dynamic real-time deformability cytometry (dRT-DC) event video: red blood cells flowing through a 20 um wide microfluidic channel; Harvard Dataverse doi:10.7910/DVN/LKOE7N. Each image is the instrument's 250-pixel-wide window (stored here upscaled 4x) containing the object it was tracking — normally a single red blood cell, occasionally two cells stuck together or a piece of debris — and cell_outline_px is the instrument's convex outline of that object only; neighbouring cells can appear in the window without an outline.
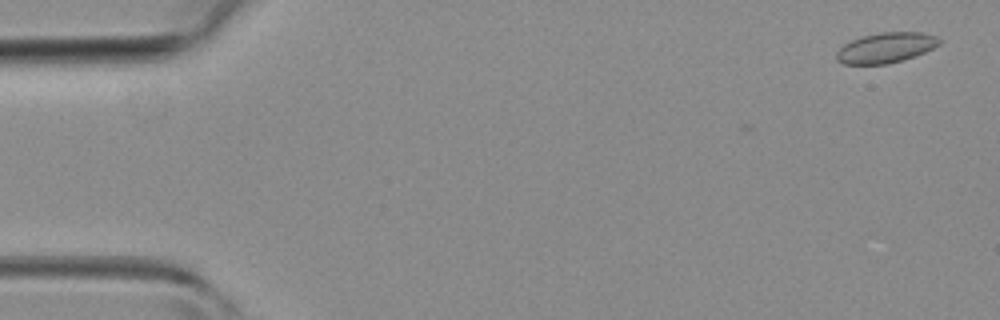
{"species": "common noctule bat (a hibernating species)", "species_latin": "Nyctalus noctula", "temperature_condition": "room temperature", "stored_images_in_passage": 8, "camera_frame_rate_fps": 3000, "um_per_image_px": 0.085, "animal": {"sex": "female", "body_mass_g": 19.3, "forearm_length_mm": 54.1}, "frame": {"image": 1, "passage_image": 2, "time_ms": 0.333, "image_size_px": [1000, 320], "cell_outline_px": [[940, 44], [924, 52], [904, 60], [888, 64], [844, 64], [836, 60], [836, 52], [844, 44], [852, 40], [864, 36], [880, 32], [924, 32], [936, 36], [940, 40]], "centroid_in_image_um": [75.29, 4.06], "position_along_channel_um": 9.7, "area_um2": 18.09}}